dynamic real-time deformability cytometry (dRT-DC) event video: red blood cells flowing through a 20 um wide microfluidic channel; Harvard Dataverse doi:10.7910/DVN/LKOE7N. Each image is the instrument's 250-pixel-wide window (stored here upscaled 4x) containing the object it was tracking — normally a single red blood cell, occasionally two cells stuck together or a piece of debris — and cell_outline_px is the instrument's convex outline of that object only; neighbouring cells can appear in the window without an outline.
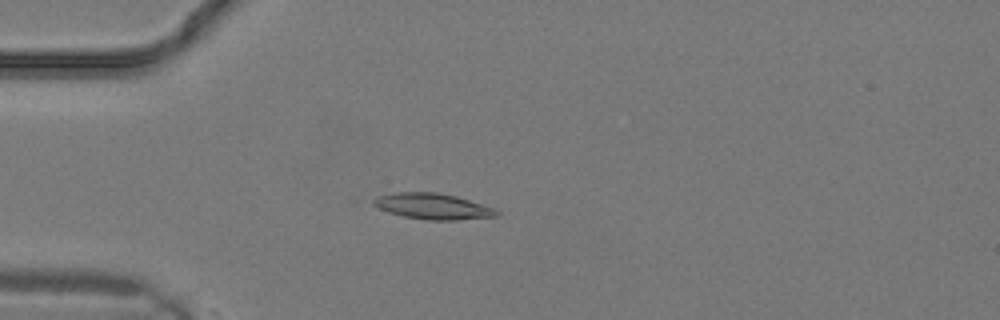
{"species": "common noctule bat (a hibernating species)", "species_latin": "Nyctalus noctula", "temperature_condition": "warm", "stored_images_in_passage": 11, "camera_frame_rate_fps": 3000, "um_per_image_px": 0.085, "animal": {"sex": "male", "body_mass_g": 19.2, "forearm_length_mm": 51.8}, "frame": {"image": 1, "passage_image": 7, "time_ms": 2.0, "image_size_px": [1000, 320], "cell_outline_px": [[500, 212], [496, 216], [456, 220], [428, 220], [404, 216], [388, 212], [372, 204], [368, 200], [376, 196], [396, 192], [436, 192], [456, 196], [492, 208]], "centroid_in_image_um": [36.7, 17.53], "position_along_channel_um": 48.3, "area_um2": 18.44}}
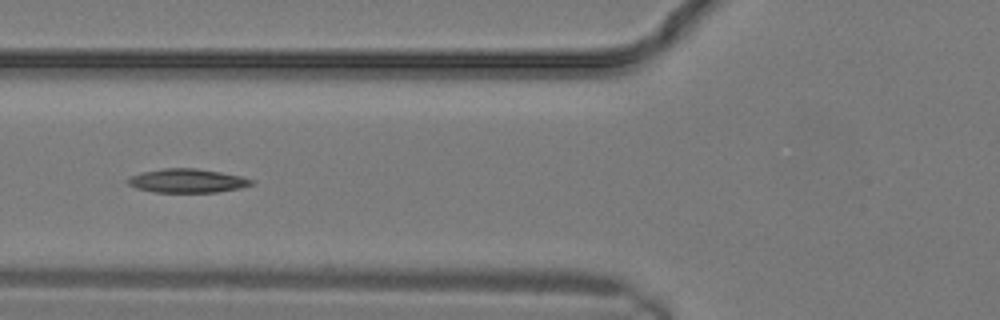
{"frame": {"image": 2, "passage_image": 10, "time_ms": 3.0, "image_size_px": [1000, 320], "cell_outline_px": [[256, 180], [252, 184], [240, 188], [216, 192], [152, 192], [136, 188], [128, 184], [128, 176], [140, 172], [164, 168], [196, 168], [220, 172], [240, 176]], "centroid_in_image_um": [15.89, 15.36], "position_along_channel_um": 109.9, "area_um2": 17.22}}